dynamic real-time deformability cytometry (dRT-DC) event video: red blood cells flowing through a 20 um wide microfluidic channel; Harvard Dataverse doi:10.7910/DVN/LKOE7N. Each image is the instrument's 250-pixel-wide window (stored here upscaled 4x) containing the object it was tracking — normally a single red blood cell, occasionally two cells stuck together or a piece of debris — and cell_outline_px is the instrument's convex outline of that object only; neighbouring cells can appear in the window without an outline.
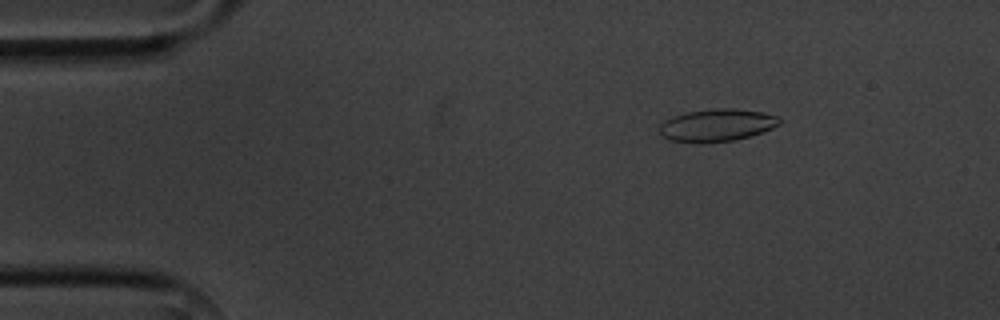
{"species": "common noctule bat (a hibernating species)", "species_latin": "Nyctalus noctula", "temperature_condition": "cold", "stored_images_in_passage": 6, "camera_frame_rate_fps": 3000, "um_per_image_px": 0.085, "animal": {"sex": "male", "body_mass_g": 20.1, "forearm_length_mm": 53.5}, "frame": {"image": 1, "passage_image": 3, "time_ms": 2.333, "image_size_px": [1000, 320], "cell_outline_px": [[780, 124], [772, 128], [748, 136], [732, 140], [672, 140], [664, 136], [660, 132], [660, 124], [676, 116], [688, 112], [712, 108], [732, 108], [760, 112], [776, 116], [780, 120]], "centroid_in_image_um": [60.99, 10.59], "position_along_channel_um": 24.0, "area_um2": 21.39}}